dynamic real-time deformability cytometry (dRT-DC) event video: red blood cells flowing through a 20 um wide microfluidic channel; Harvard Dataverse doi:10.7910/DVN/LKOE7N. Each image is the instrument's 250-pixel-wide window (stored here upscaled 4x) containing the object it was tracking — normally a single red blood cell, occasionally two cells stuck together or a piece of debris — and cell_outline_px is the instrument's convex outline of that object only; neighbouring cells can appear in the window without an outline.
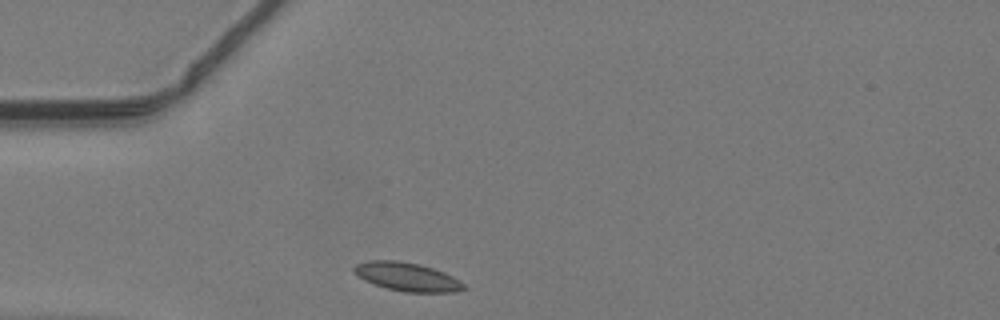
{"species": "common noctule bat (a hibernating species)", "species_latin": "Nyctalus noctula", "temperature_condition": "warm", "stored_images_in_passage": 35, "camera_frame_rate_fps": 3000, "um_per_image_px": 0.085, "animal": {"sex": "male", "body_mass_g": 19.2, "forearm_length_mm": 51.8}, "frame": {"image": 1, "passage_image": 1, "time_ms": 0.0, "image_size_px": [1000, 320], "cell_outline_px": [[468, 288], [456, 292], [404, 292], [388, 288], [364, 280], [352, 268], [356, 264], [368, 260], [400, 260], [420, 264], [444, 272], [460, 280]], "centroid_in_image_um": [34.65, 23.52], "position_along_channel_um": 50.4, "area_um2": 18.21}}
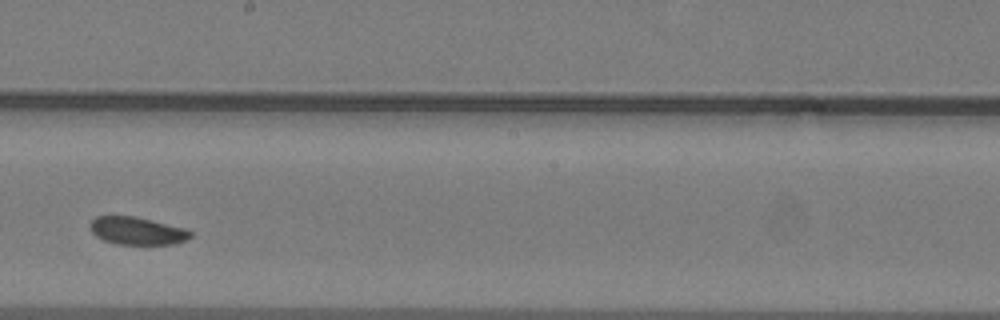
{"frame": {"image": 2, "passage_image": 15, "time_ms": 4.667, "image_size_px": [1000, 320], "cell_outline_px": [[192, 236], [176, 244], [116, 244], [104, 240], [96, 236], [88, 228], [88, 224], [96, 216], [132, 216], [152, 220], [184, 228], [192, 232]], "centroid_in_image_um": [11.62, 19.62], "position_along_channel_um": 236.6, "area_um2": 16.18}}
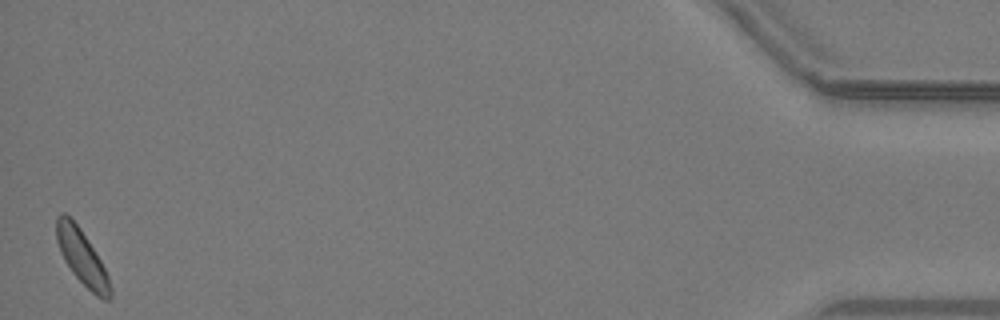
{"frame": {"image": 3, "passage_image": 35, "time_ms": 11.333, "image_size_px": [1000, 320], "cell_outline_px": [[112, 296], [108, 300], [104, 300], [96, 296], [72, 272], [64, 260], [60, 252], [56, 240], [56, 216], [60, 212], [64, 212], [80, 228], [100, 260], [108, 276], [112, 292]], "centroid_in_image_um": [6.94, 21.86], "position_along_channel_um": 428.3, "area_um2": 16.94}}